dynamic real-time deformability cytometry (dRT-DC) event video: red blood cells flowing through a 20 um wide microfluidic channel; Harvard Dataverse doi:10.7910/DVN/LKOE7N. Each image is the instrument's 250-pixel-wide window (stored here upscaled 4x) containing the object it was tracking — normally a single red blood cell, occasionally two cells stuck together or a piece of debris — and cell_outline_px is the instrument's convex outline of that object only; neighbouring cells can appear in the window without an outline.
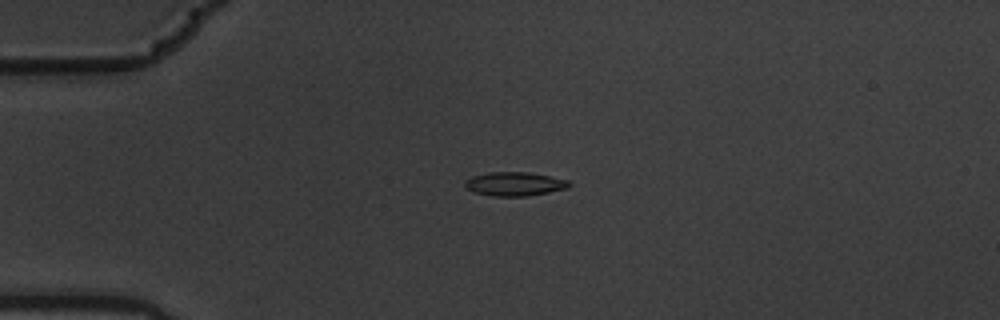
{"species": "common noctule bat (a hibernating species)", "species_latin": "Nyctalus noctula", "temperature_condition": "warm", "stored_images_in_passage": 4, "camera_frame_rate_fps": 3000, "um_per_image_px": 0.085, "animal": {"sex": "male", "body_mass_g": 19.5, "forearm_length_mm": 54.6}, "frame": {"image": 1, "passage_image": 2, "time_ms": 0.333, "image_size_px": [1000, 320], "cell_outline_px": [[572, 184], [568, 188], [528, 196], [492, 196], [476, 192], [464, 188], [464, 180], [472, 176], [488, 172], [528, 172], [568, 180]], "centroid_in_image_um": [43.71, 15.63], "position_along_channel_um": 41.3, "area_um2": 14.51}}
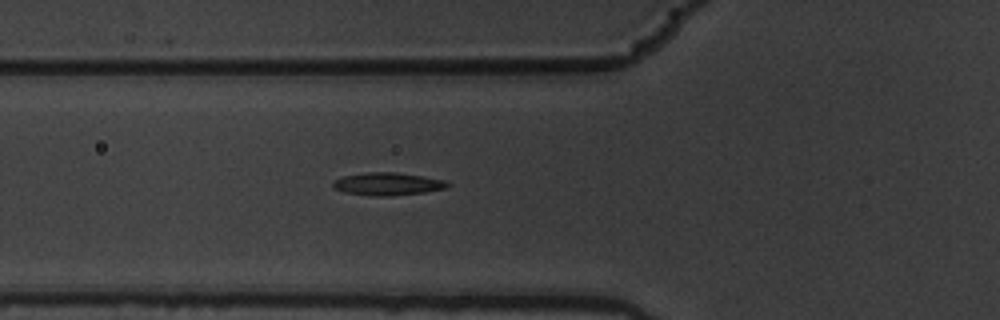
{"frame": {"image": 2, "passage_image": 4, "time_ms": 1.0, "image_size_px": [1000, 320], "cell_outline_px": [[452, 184], [448, 188], [424, 192], [388, 196], [376, 196], [348, 192], [332, 188], [332, 180], [344, 176], [364, 172], [396, 172], [424, 176], [448, 180]], "centroid_in_image_um": [33.01, 15.62], "position_along_channel_um": 92.8, "area_um2": 15.32}}